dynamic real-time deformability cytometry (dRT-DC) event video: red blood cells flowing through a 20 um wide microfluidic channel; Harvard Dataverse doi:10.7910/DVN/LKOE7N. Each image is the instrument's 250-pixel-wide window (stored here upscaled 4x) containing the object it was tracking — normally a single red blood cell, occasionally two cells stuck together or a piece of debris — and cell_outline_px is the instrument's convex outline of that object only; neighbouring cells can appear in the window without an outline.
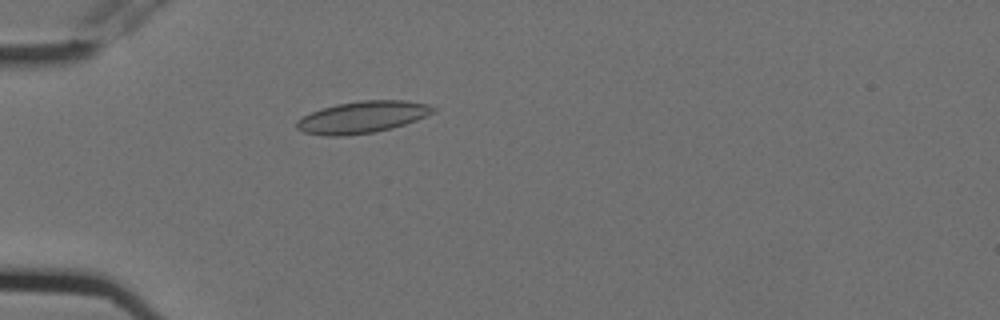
{"species": "Egyptian fruit bat (a non-hibernating species)", "species_latin": "Rousettus aegyptiacus", "temperature_condition": "cold", "stored_images_in_passage": 2, "camera_frame_rate_fps": 3000, "um_per_image_px": 0.085, "animal": {"sex": "female"}, "frame": {"image": 1, "passage_image": 2, "time_ms": 0.333, "image_size_px": [1000, 320], "cell_outline_px": [[436, 112], [416, 120], [392, 128], [376, 132], [344, 136], [328, 136], [304, 132], [296, 128], [296, 120], [320, 108], [336, 104], [360, 100], [404, 100], [428, 104], [436, 108]], "centroid_in_image_um": [30.81, 9.95], "position_along_channel_um": 54.2, "area_um2": 25.43}}